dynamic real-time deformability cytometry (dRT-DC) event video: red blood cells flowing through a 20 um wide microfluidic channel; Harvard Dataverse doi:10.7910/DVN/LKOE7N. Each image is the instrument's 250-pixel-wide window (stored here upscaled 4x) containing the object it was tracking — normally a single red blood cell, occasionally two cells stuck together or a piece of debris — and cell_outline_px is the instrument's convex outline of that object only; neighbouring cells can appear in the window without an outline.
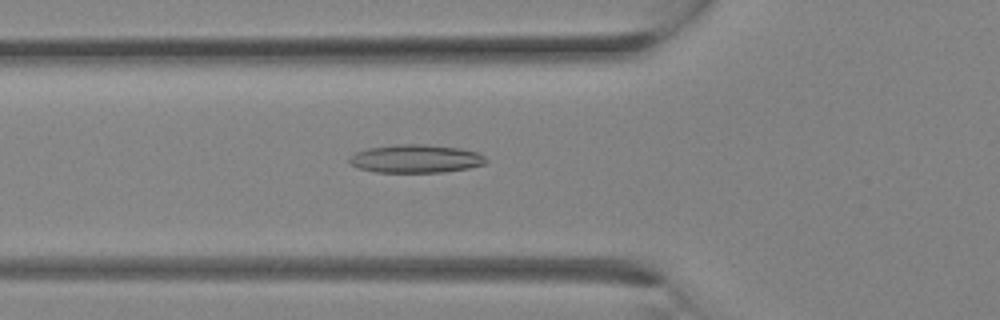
{"species": "Egyptian fruit bat (a non-hibernating species)", "species_latin": "Rousettus aegyptiacus", "temperature_condition": "room temperature", "stored_images_in_passage": 24, "camera_frame_rate_fps": 3000, "um_per_image_px": 0.085, "animal": {"sex": "female"}, "frame": {"image": 1, "passage_image": 6, "time_ms": 1.667, "image_size_px": [1000, 320], "cell_outline_px": [[488, 160], [484, 164], [468, 168], [444, 172], [376, 172], [360, 168], [352, 164], [348, 160], [348, 156], [356, 152], [368, 148], [396, 144], [424, 144], [460, 148], [476, 152], [484, 156]], "centroid_in_image_um": [35.33, 13.48], "position_along_channel_um": 90.5, "area_um2": 22.43}}
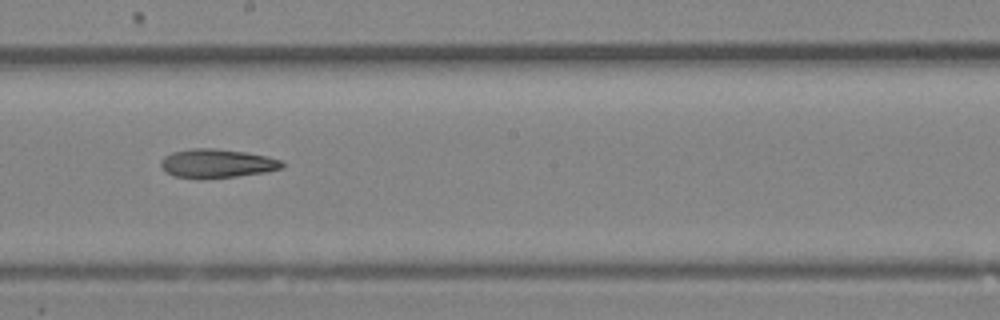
{"frame": {"image": 2, "passage_image": 12, "time_ms": 3.667, "image_size_px": [1000, 320], "cell_outline_px": [[284, 168], [264, 172], [236, 176], [200, 180], [172, 176], [164, 172], [160, 164], [160, 160], [164, 156], [172, 152], [192, 148], [212, 148], [244, 152], [268, 156], [284, 160]], "centroid_in_image_um": [18.41, 13.91], "position_along_channel_um": 229.8, "area_um2": 20.81}}
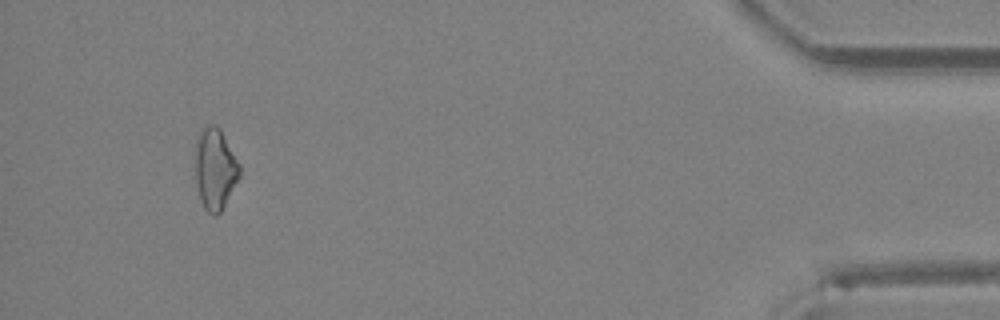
{"frame": {"image": 3, "passage_image": 23, "time_ms": 7.333, "image_size_px": [1000, 320], "cell_outline_px": [[240, 176], [220, 212], [216, 216], [212, 216], [204, 208], [200, 200], [196, 184], [192, 156], [196, 136], [200, 128], [208, 124], [216, 124], [220, 128], [240, 164]], "centroid_in_image_um": [18.21, 14.29], "position_along_channel_um": 417.0, "area_um2": 21.85}}